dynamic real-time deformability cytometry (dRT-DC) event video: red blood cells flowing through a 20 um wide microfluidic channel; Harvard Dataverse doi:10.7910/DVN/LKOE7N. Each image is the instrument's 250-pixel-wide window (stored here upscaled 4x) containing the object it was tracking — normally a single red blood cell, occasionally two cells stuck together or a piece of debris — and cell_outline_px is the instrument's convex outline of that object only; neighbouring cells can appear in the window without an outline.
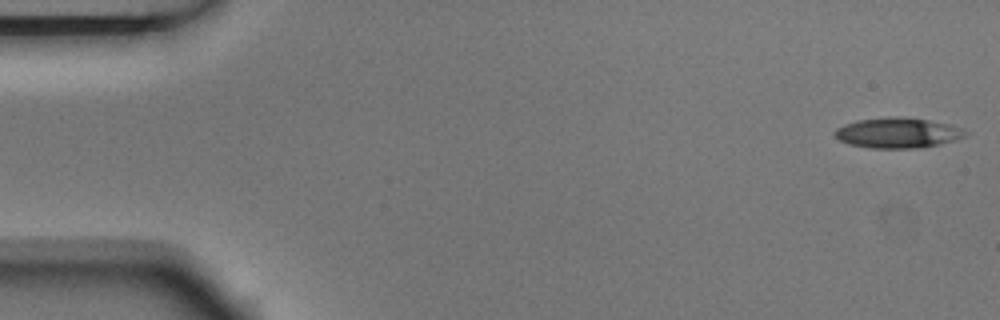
{"species": "Egyptian fruit bat (a non-hibernating species)", "species_latin": "Rousettus aegyptiacus", "temperature_condition": "room temperature", "stored_images_in_passage": 4, "camera_frame_rate_fps": 3000, "um_per_image_px": 0.085, "animal": {"sex": "male"}, "frame": {"image": 1, "passage_image": 1, "time_ms": 0.0, "image_size_px": [1000, 320], "cell_outline_px": [[972, 132], [968, 136], [956, 140], [940, 144], [916, 148], [872, 148], [848, 144], [840, 140], [832, 132], [836, 128], [844, 124], [856, 120], [888, 116], [904, 116], [952, 124], [964, 128]], "centroid_in_image_um": [76.37, 11.27], "position_along_channel_um": 8.6, "area_um2": 23.64}}
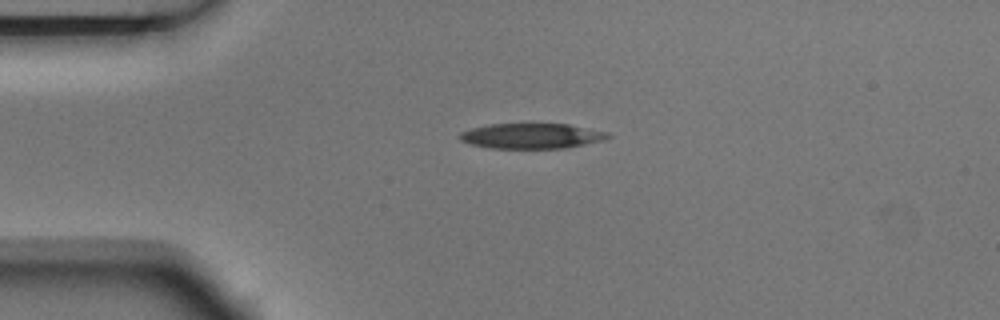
{"frame": {"image": 2, "passage_image": 4, "time_ms": 1.0, "image_size_px": [1000, 320], "cell_outline_px": [[612, 136], [604, 140], [564, 148], [488, 148], [472, 144], [460, 140], [460, 132], [472, 128], [488, 124], [568, 124], [608, 132]], "centroid_in_image_um": [45.19, 11.55], "position_along_channel_um": 39.8, "area_um2": 21.68}}